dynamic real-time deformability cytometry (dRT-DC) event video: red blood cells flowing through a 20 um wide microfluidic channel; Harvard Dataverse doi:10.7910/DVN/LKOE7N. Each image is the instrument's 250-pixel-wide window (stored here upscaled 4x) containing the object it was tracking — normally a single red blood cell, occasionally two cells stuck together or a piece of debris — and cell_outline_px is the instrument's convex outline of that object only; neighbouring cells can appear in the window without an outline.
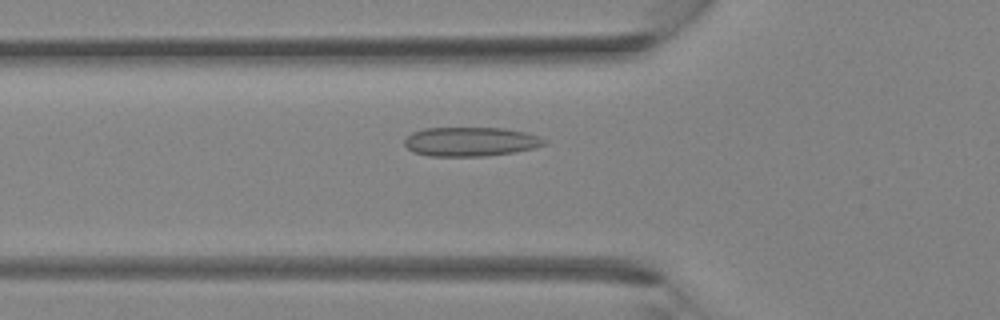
{"species": "Egyptian fruit bat (a non-hibernating species)", "species_latin": "Rousettus aegyptiacus", "temperature_condition": "room temperature", "stored_images_in_passage": 37, "camera_frame_rate_fps": 3000, "um_per_image_px": 0.085, "animal": {"sex": "female"}, "frame": {"image": 1, "passage_image": 13, "time_ms": 4.0, "image_size_px": [1000, 320], "cell_outline_px": [[548, 144], [536, 148], [516, 152], [484, 156], [428, 156], [412, 152], [404, 144], [404, 140], [412, 132], [424, 128], [504, 128], [524, 132], [548, 140]], "centroid_in_image_um": [40.01, 12.05], "position_along_channel_um": 85.8, "area_um2": 23.93}}
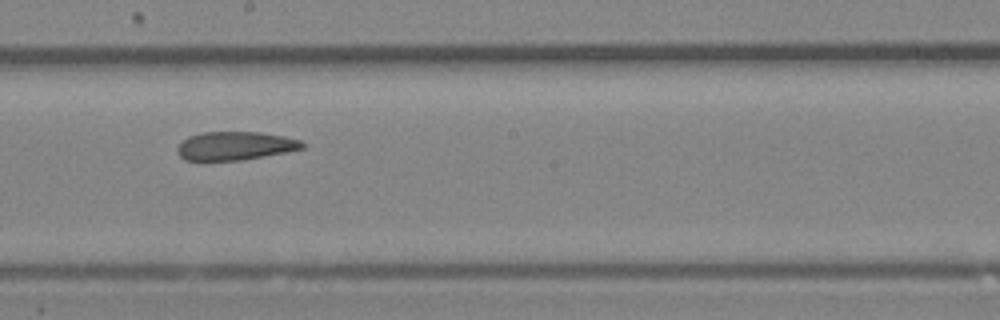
{"frame": {"image": 2, "passage_image": 21, "time_ms": 6.667, "image_size_px": [1000, 320], "cell_outline_px": [[304, 148], [288, 152], [240, 160], [184, 160], [176, 152], [176, 148], [188, 136], [204, 132], [260, 132], [284, 136], [300, 140], [304, 144]], "centroid_in_image_um": [19.99, 12.39], "position_along_channel_um": 228.2, "area_um2": 20.69}}
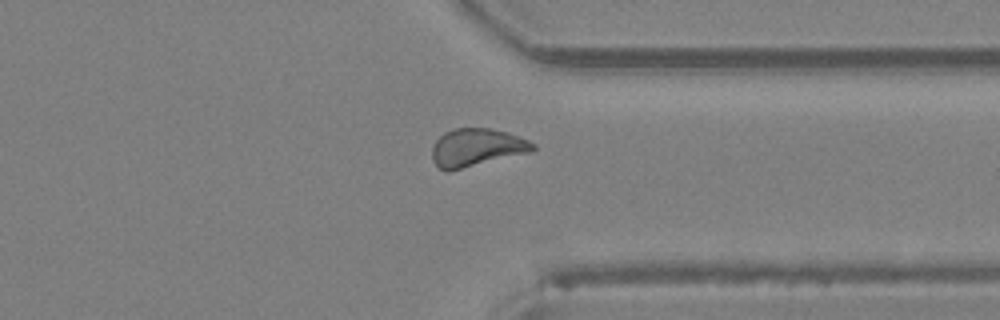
{"frame": {"image": 3, "passage_image": 29, "time_ms": 9.333, "image_size_px": [1000, 320], "cell_outline_px": [[536, 148], [532, 152], [448, 172], [444, 172], [432, 160], [432, 148], [436, 140], [444, 132], [452, 128], [488, 128], [508, 132], [528, 140], [536, 144]], "centroid_in_image_um": [40.52, 12.55], "position_along_channel_um": 370.9, "area_um2": 22.54}}